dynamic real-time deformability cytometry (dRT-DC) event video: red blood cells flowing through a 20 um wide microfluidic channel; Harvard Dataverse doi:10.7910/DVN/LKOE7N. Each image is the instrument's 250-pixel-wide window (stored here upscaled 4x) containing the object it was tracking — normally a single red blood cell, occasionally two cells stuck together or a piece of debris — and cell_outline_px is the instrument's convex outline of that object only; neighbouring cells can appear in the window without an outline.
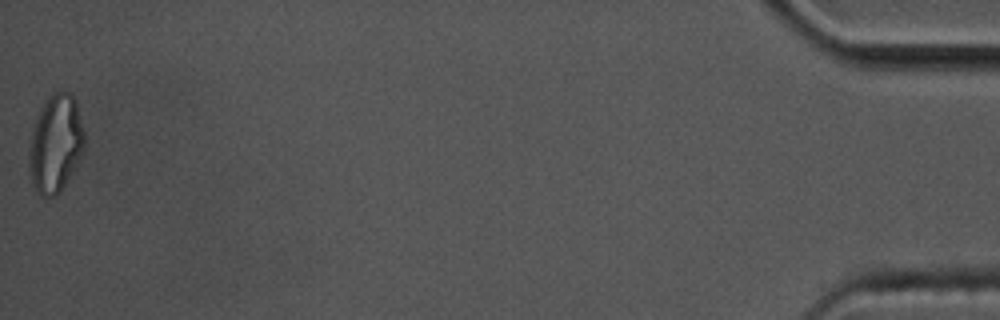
{"species": "common noctule bat (a hibernating species)", "species_latin": "Nyctalus noctula", "temperature_condition": "cold", "stored_images_in_passage": 44, "camera_frame_rate_fps": 3000, "um_per_image_px": 0.085, "animal": {"sex": "male", "body_mass_g": 17.5, "forearm_length_mm": 52.3}, "frame": {"image": 1, "passage_image": 44, "time_ms": 14.333, "image_size_px": [1000, 320], "cell_outline_px": [[84, 152], [76, 168], [60, 192], [56, 196], [40, 196], [32, 184], [28, 168], [28, 148], [32, 128], [36, 116], [44, 100], [52, 92], [72, 92], [76, 100], [84, 132]], "centroid_in_image_um": [4.71, 12.21], "position_along_channel_um": 430.5, "area_um2": 32.31}, "authors_computed_cell_mechanics": {"area_um2": 20.519, "velocity_mm_per_s": 3.5709, "shape_relaxation_time_tau1_ms": 6.7463, "shape_relaxation_time_tau2_ms": 4.0632, "deformation_change_tau1": 0.199, "deformation_change_tau2": 0.1394}}